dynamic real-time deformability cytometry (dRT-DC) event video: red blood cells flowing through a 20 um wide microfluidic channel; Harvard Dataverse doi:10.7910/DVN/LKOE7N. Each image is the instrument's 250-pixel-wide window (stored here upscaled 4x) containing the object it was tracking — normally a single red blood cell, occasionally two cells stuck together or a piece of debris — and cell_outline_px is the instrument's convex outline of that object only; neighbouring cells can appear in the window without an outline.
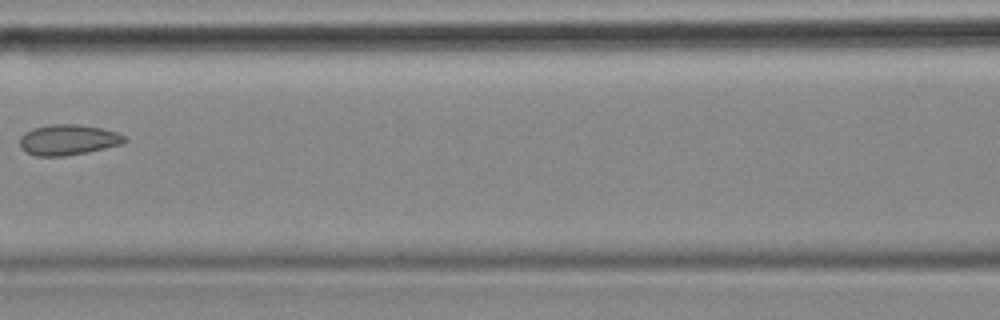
{"species": "common noctule bat (a hibernating species)", "species_latin": "Nyctalus noctula", "temperature_condition": "cold", "stored_images_in_passage": 9, "camera_frame_rate_fps": 3000, "um_per_image_px": 0.085, "animal": {"sex": "female", "body_mass_g": 18.4}, "frame": {"image": 1, "passage_image": 7, "time_ms": 2.0, "image_size_px": [1000, 320], "cell_outline_px": [[128, 140], [124, 144], [64, 156], [36, 156], [20, 148], [20, 136], [24, 132], [32, 128], [52, 124], [80, 124], [100, 128], [116, 132], [124, 136]], "centroid_in_image_um": [5.77, 11.87], "position_along_channel_um": 160.8, "area_um2": 18.61}}
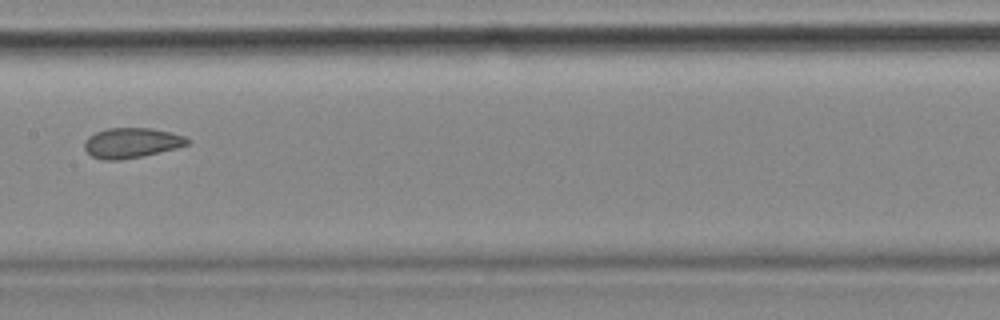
{"frame": {"image": 2, "passage_image": 8, "time_ms": 2.333, "image_size_px": [1000, 320], "cell_outline_px": [[188, 144], [176, 148], [144, 156], [120, 160], [104, 160], [92, 156], [84, 148], [84, 140], [88, 136], [96, 132], [108, 128], [148, 128], [172, 132], [184, 136], [188, 140]], "centroid_in_image_um": [11.15, 12.14], "position_along_channel_um": 196.2, "area_um2": 18.03}}